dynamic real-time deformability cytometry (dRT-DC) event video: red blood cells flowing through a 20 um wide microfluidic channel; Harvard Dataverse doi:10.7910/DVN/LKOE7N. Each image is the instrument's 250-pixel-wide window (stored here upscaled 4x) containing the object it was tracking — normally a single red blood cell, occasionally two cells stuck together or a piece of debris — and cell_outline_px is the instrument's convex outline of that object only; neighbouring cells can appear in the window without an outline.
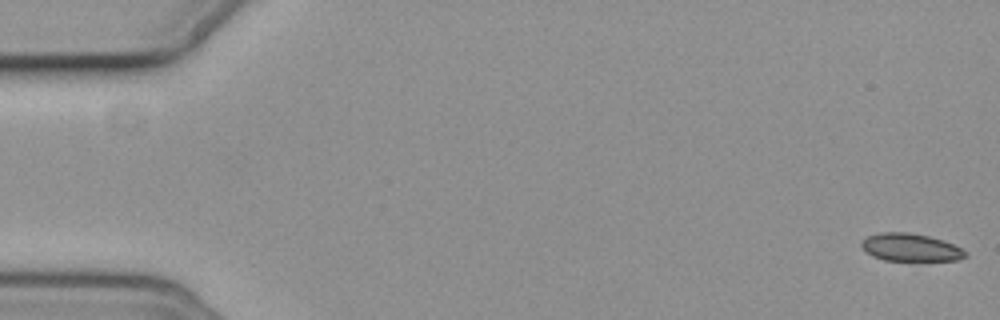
{"species": "common noctule bat (a hibernating species)", "species_latin": "Nyctalus noctula", "temperature_condition": "cold", "stored_images_in_passage": 58, "segment_of_instrument_passage": [1, 2], "camera_frame_rate_fps": 3000, "um_per_image_px": 0.085, "animal": {"sex": "female", "body_mass_g": 19.3, "forearm_length_mm": 54.1}, "frame": {"image": 1, "passage_image": 1, "time_ms": 0.0, "image_size_px": [1000, 320], "cell_outline_px": [[968, 256], [960, 260], [884, 260], [872, 256], [860, 244], [868, 236], [880, 232], [908, 232], [928, 236], [944, 240], [968, 252]], "centroid_in_image_um": [77.43, 21.03], "position_along_channel_um": 7.6, "area_um2": 16.65}}
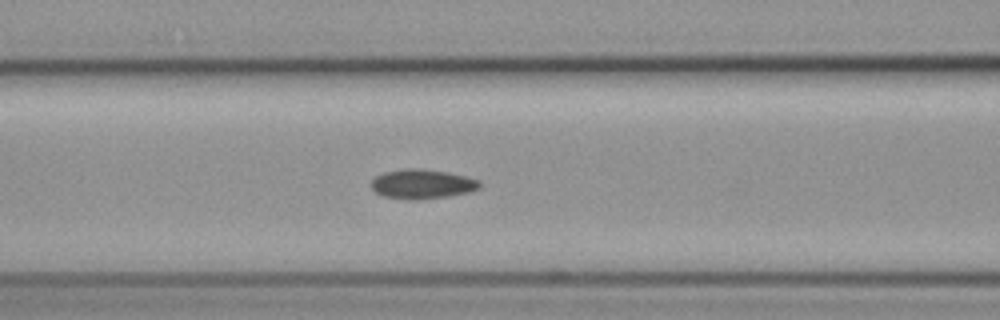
{"frame": {"image": 2, "passage_image": 24, "time_ms": 7.667, "image_size_px": [1000, 320], "cell_outline_px": [[480, 188], [468, 192], [448, 196], [408, 200], [384, 196], [376, 192], [372, 188], [372, 180], [376, 176], [384, 172], [408, 168], [412, 168], [448, 172], [480, 180]], "centroid_in_image_um": [35.88, 15.64], "position_along_channel_um": 130.7, "area_um2": 18.32}}
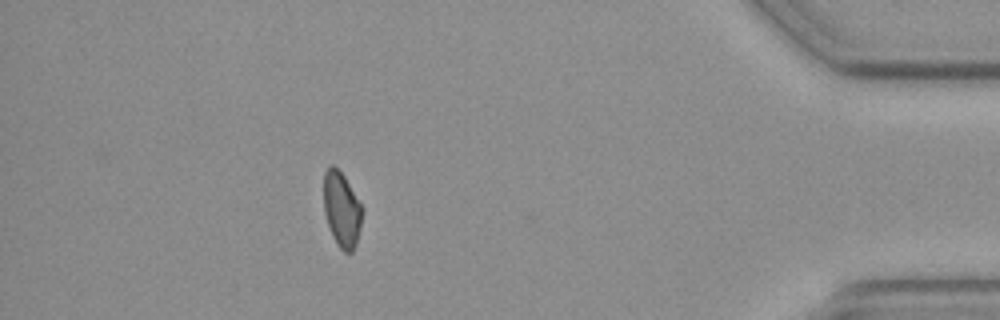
{"frame": {"image": 3, "passage_image": 51, "time_ms": 16.667, "image_size_px": [1000, 320], "cell_outline_px": [[360, 228], [356, 244], [352, 252], [344, 252], [336, 244], [332, 236], [324, 212], [324, 172], [332, 164], [344, 176], [360, 204]], "centroid_in_image_um": [29.01, 17.83], "position_along_channel_um": 406.2, "area_um2": 16.36}}